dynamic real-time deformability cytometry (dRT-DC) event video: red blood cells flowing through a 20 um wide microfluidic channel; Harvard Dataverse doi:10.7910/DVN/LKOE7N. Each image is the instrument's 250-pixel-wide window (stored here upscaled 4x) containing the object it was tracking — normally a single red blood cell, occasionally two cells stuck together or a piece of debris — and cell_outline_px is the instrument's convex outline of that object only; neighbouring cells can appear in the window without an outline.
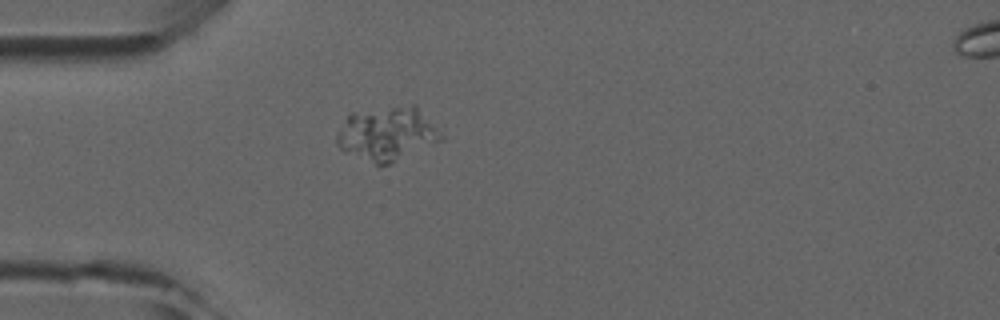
{"species": "common noctule bat (a hibernating species)", "species_latin": "Nyctalus noctula", "temperature_condition": "room temperature", "stored_images_in_passage": 1, "camera_frame_rate_fps": 3000, "um_per_image_px": 0.085, "animal": {"sex": "male", "forearm_length_mm": 52.5}, "frame": {"image": 1, "passage_image": 1, "time_ms": 0.0, "image_size_px": [1000, 320], "cell_outline_px": [[444, 140], [392, 164], [376, 164], [344, 152], [336, 144], [336, 136], [348, 116], [352, 112], [412, 104], [416, 104], [444, 136]], "centroid_in_image_um": [32.95, 11.38], "position_along_channel_um": 52.1, "area_um2": 32.83}}